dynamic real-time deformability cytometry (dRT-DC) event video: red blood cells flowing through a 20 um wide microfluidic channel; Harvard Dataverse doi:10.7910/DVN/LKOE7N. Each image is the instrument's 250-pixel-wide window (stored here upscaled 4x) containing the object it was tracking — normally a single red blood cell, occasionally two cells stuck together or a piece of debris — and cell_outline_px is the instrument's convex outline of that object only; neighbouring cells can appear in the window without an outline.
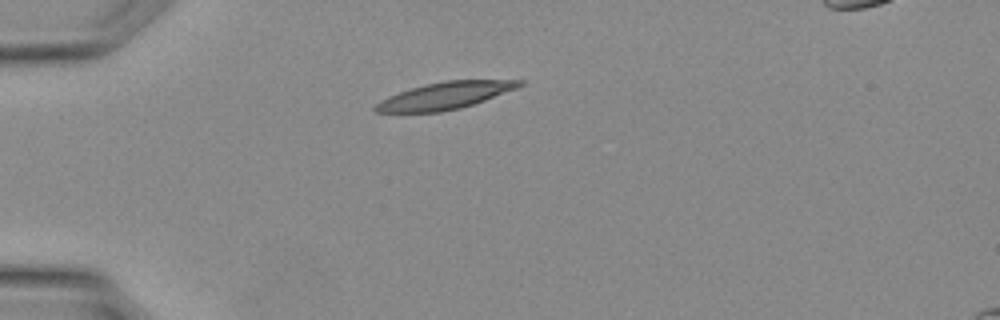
{"species": "Egyptian fruit bat (a non-hibernating species)", "species_latin": "Rousettus aegyptiacus", "temperature_condition": "warm", "stored_images_in_passage": 6, "camera_frame_rate_fps": 3000, "um_per_image_px": 0.085, "animal": {"sex": "female"}, "frame": {"image": 1, "passage_image": 2, "time_ms": 0.333, "image_size_px": [1000, 320], "cell_outline_px": [[524, 84], [516, 88], [484, 100], [460, 108], [440, 112], [376, 112], [372, 108], [376, 104], [388, 96], [412, 88], [444, 80], [524, 80]], "centroid_in_image_um": [37.82, 8.13], "position_along_channel_um": 47.2, "area_um2": 22.25}}
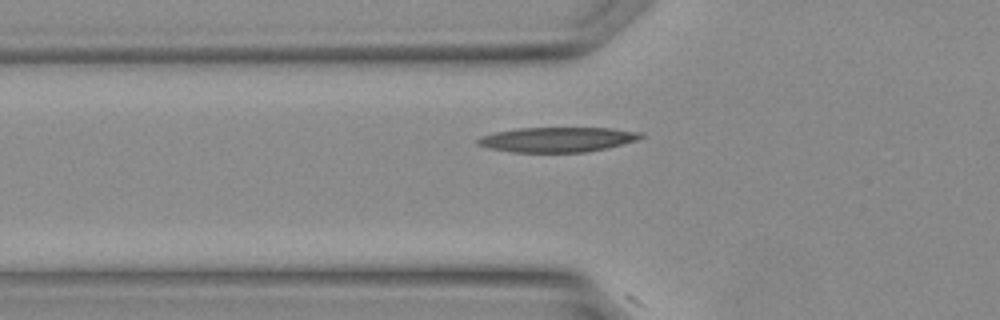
{"frame": {"image": 2, "passage_image": 5, "time_ms": 1.333, "image_size_px": [1000, 320], "cell_outline_px": [[644, 136], [636, 140], [608, 148], [588, 152], [512, 152], [488, 148], [476, 144], [476, 140], [480, 136], [496, 132], [516, 128], [612, 128], [644, 132]], "centroid_in_image_um": [47.38, 11.86], "position_along_channel_um": 78.4, "area_um2": 23.81}}